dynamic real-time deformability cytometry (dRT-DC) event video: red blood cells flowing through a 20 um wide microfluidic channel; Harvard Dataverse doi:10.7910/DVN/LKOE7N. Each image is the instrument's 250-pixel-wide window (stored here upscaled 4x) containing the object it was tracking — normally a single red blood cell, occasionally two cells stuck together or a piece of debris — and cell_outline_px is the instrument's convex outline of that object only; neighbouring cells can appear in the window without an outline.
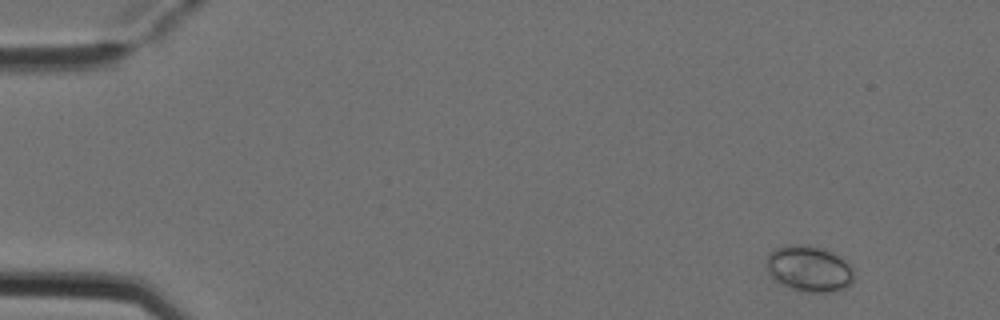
{"species": "Egyptian fruit bat (a non-hibernating species)", "species_latin": "Rousettus aegyptiacus", "temperature_condition": "cold", "stored_images_in_passage": 5, "camera_frame_rate_fps": 3000, "um_per_image_px": 0.085, "animal": {"sex": "female"}, "frame": {"image": 1, "passage_image": 1, "time_ms": 0.0, "image_size_px": [1000, 320], "cell_outline_px": [[852, 280], [844, 288], [832, 292], [808, 292], [792, 288], [780, 284], [768, 272], [768, 252], [772, 248], [788, 244], [792, 244], [816, 248], [828, 252], [844, 260], [852, 268]], "centroid_in_image_um": [68.72, 22.85], "position_along_channel_um": 16.3, "area_um2": 22.72}}
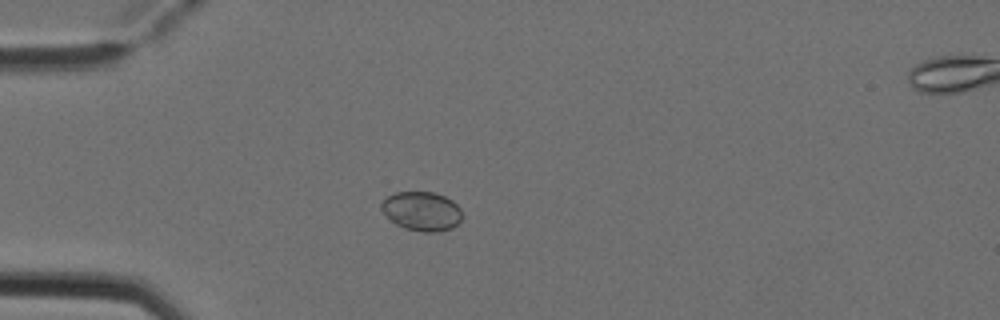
{"frame": {"image": 2, "passage_image": 4, "time_ms": 1.0, "image_size_px": [1000, 320], "cell_outline_px": [[460, 220], [452, 228], [440, 232], [424, 232], [404, 228], [396, 224], [380, 208], [380, 204], [388, 196], [396, 192], [436, 192], [452, 200], [460, 208]], "centroid_in_image_um": [35.85, 17.95], "position_along_channel_um": 49.1, "area_um2": 18.26}}